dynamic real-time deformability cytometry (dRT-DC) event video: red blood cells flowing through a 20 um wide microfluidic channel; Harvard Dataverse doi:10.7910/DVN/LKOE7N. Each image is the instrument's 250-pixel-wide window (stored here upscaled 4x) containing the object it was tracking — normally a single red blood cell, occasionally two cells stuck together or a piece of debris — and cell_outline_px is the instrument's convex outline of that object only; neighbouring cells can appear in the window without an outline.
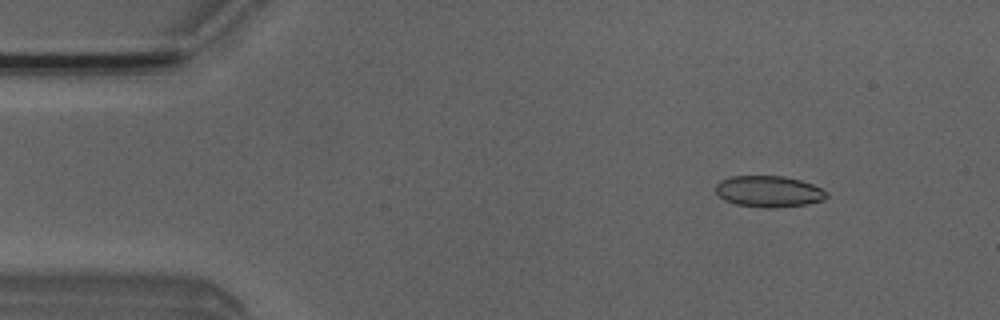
{"species": "Egyptian fruit bat (a non-hibernating species)", "species_latin": "Rousettus aegyptiacus", "temperature_condition": "room temperature", "stored_images_in_passage": 51, "camera_frame_rate_fps": 3000, "um_per_image_px": 0.085, "animal": {"sex": "male"}, "frame": {"image": 1, "passage_image": 6, "time_ms": 1.667, "image_size_px": [1000, 320], "cell_outline_px": [[828, 196], [824, 200], [808, 204], [776, 208], [760, 208], [736, 204], [724, 200], [716, 192], [716, 184], [720, 180], [732, 176], [784, 176], [800, 180], [812, 184], [828, 192]], "centroid_in_image_um": [65.36, 16.28], "position_along_channel_um": 19.6, "area_um2": 20.4}}
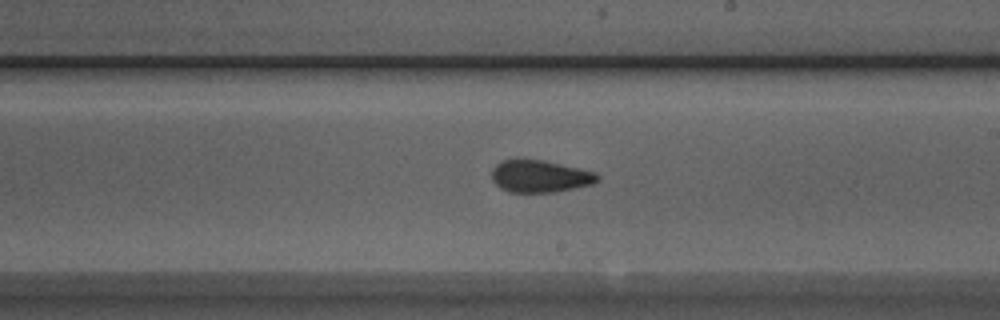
{"frame": {"image": 2, "passage_image": 29, "time_ms": 9.333, "image_size_px": [1000, 320], "cell_outline_px": [[600, 180], [592, 184], [556, 192], [508, 192], [500, 188], [492, 180], [492, 168], [500, 160], [516, 156], [544, 160], [596, 172], [600, 176]], "centroid_in_image_um": [45.85, 14.94], "position_along_channel_um": 243.2, "area_um2": 20.52}}
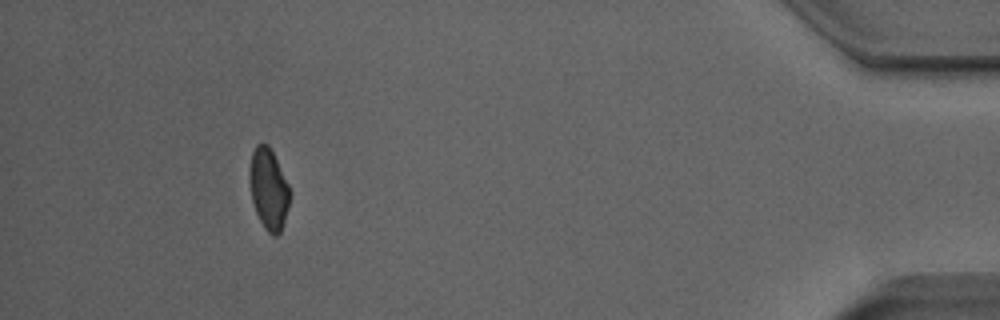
{"frame": {"image": 3, "passage_image": 47, "time_ms": 15.333, "image_size_px": [1000, 320], "cell_outline_px": [[292, 192], [288, 208], [280, 232], [276, 236], [272, 236], [264, 228], [256, 212], [252, 200], [248, 176], [248, 172], [252, 152], [256, 144], [260, 140], [268, 144]], "centroid_in_image_um": [22.82, 16.04], "position_along_channel_um": 412.4, "area_um2": 19.19}, "authors_computed_cell_mechanics": {"area_um2": 19.9988, "velocity_mm_per_s": 3.9623, "shape_relaxation_time_tau1_ms": 8.5358, "shape_relaxation_time_tau2_ms": 1.2303, "deformation_change_tau1": 0.1578, "deformation_change_tau2": 0.0705}}